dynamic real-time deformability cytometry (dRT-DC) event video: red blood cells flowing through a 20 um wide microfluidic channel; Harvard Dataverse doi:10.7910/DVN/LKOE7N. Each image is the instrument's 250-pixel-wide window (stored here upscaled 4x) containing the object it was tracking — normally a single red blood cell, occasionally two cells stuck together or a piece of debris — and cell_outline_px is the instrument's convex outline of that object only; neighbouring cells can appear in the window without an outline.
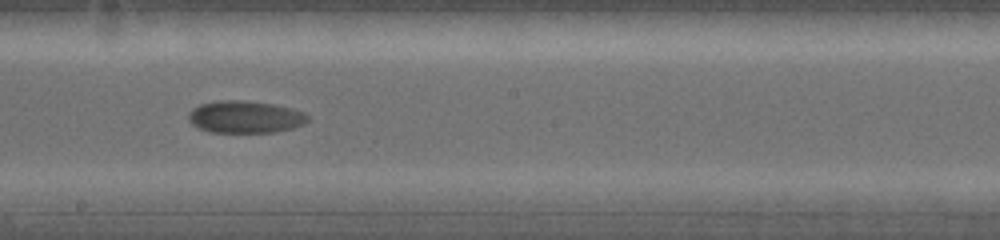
{"species": "common noctule bat (a hibernating species)", "species_latin": "Nyctalus noctula", "temperature_condition": "warm", "stored_images_in_passage": 18, "camera_frame_rate_fps": 5000, "um_per_image_px": 0.085, "animal": {"sex": "female", "body_mass_g": 19.0, "forearm_length_mm": 53.3}, "frame": {"image": 1, "passage_image": 13, "time_ms": 3.4, "image_size_px": [1000, 240], "cell_outline_px": [[308, 120], [304, 124], [292, 128], [276, 132], [208, 132], [192, 124], [188, 120], [188, 112], [192, 108], [200, 104], [220, 100], [236, 100], [272, 104], [304, 112], [308, 116]], "centroid_in_image_um": [20.8, 9.94], "position_along_channel_um": 227.4, "area_um2": 22.25}}